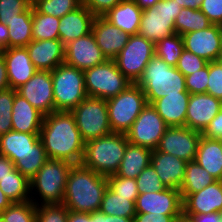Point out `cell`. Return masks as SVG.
Here are the masks:
<instances>
[{
	"label": "cell",
	"instance_id": "6da1fadb",
	"mask_svg": "<svg viewBox=\"0 0 222 222\" xmlns=\"http://www.w3.org/2000/svg\"><path fill=\"white\" fill-rule=\"evenodd\" d=\"M39 136L48 159L81 164L85 142L71 112L55 111L44 115Z\"/></svg>",
	"mask_w": 222,
	"mask_h": 222
},
{
	"label": "cell",
	"instance_id": "7a4b0ae2",
	"mask_svg": "<svg viewBox=\"0 0 222 222\" xmlns=\"http://www.w3.org/2000/svg\"><path fill=\"white\" fill-rule=\"evenodd\" d=\"M107 188L106 176L82 164H73L67 176L63 204L74 212L99 211Z\"/></svg>",
	"mask_w": 222,
	"mask_h": 222
},
{
	"label": "cell",
	"instance_id": "3957f363",
	"mask_svg": "<svg viewBox=\"0 0 222 222\" xmlns=\"http://www.w3.org/2000/svg\"><path fill=\"white\" fill-rule=\"evenodd\" d=\"M128 143L125 133L115 132L89 140L81 164L106 177L116 174Z\"/></svg>",
	"mask_w": 222,
	"mask_h": 222
},
{
	"label": "cell",
	"instance_id": "277c9868",
	"mask_svg": "<svg viewBox=\"0 0 222 222\" xmlns=\"http://www.w3.org/2000/svg\"><path fill=\"white\" fill-rule=\"evenodd\" d=\"M136 84L142 88L147 104L167 95L188 92L185 76L156 55L146 65Z\"/></svg>",
	"mask_w": 222,
	"mask_h": 222
},
{
	"label": "cell",
	"instance_id": "5b68a950",
	"mask_svg": "<svg viewBox=\"0 0 222 222\" xmlns=\"http://www.w3.org/2000/svg\"><path fill=\"white\" fill-rule=\"evenodd\" d=\"M55 111L70 112L88 95L84 72L65 62L51 71Z\"/></svg>",
	"mask_w": 222,
	"mask_h": 222
},
{
	"label": "cell",
	"instance_id": "8992f818",
	"mask_svg": "<svg viewBox=\"0 0 222 222\" xmlns=\"http://www.w3.org/2000/svg\"><path fill=\"white\" fill-rule=\"evenodd\" d=\"M112 132L126 133L140 115L147 101L140 86L131 83L117 96L106 100Z\"/></svg>",
	"mask_w": 222,
	"mask_h": 222
},
{
	"label": "cell",
	"instance_id": "52a82bcc",
	"mask_svg": "<svg viewBox=\"0 0 222 222\" xmlns=\"http://www.w3.org/2000/svg\"><path fill=\"white\" fill-rule=\"evenodd\" d=\"M72 163L48 159L30 180V193L34 189L41 196V204H62L67 176ZM37 189V190H36Z\"/></svg>",
	"mask_w": 222,
	"mask_h": 222
},
{
	"label": "cell",
	"instance_id": "ba28073f",
	"mask_svg": "<svg viewBox=\"0 0 222 222\" xmlns=\"http://www.w3.org/2000/svg\"><path fill=\"white\" fill-rule=\"evenodd\" d=\"M70 112L84 142L112 133L106 100L87 96Z\"/></svg>",
	"mask_w": 222,
	"mask_h": 222
},
{
	"label": "cell",
	"instance_id": "9c48e42d",
	"mask_svg": "<svg viewBox=\"0 0 222 222\" xmlns=\"http://www.w3.org/2000/svg\"><path fill=\"white\" fill-rule=\"evenodd\" d=\"M83 72L86 93L90 97L108 100L117 96L132 83L118 69L115 60H106Z\"/></svg>",
	"mask_w": 222,
	"mask_h": 222
},
{
	"label": "cell",
	"instance_id": "30bf717a",
	"mask_svg": "<svg viewBox=\"0 0 222 222\" xmlns=\"http://www.w3.org/2000/svg\"><path fill=\"white\" fill-rule=\"evenodd\" d=\"M182 7L175 0H160L154 7L142 10L138 34L154 45L175 33L174 21Z\"/></svg>",
	"mask_w": 222,
	"mask_h": 222
},
{
	"label": "cell",
	"instance_id": "8fae6325",
	"mask_svg": "<svg viewBox=\"0 0 222 222\" xmlns=\"http://www.w3.org/2000/svg\"><path fill=\"white\" fill-rule=\"evenodd\" d=\"M154 47L152 42L139 34L129 36L127 44L114 59L118 69L128 80L136 83L155 55Z\"/></svg>",
	"mask_w": 222,
	"mask_h": 222
},
{
	"label": "cell",
	"instance_id": "7c38bea8",
	"mask_svg": "<svg viewBox=\"0 0 222 222\" xmlns=\"http://www.w3.org/2000/svg\"><path fill=\"white\" fill-rule=\"evenodd\" d=\"M168 126L152 104H146L125 133L129 143L155 150Z\"/></svg>",
	"mask_w": 222,
	"mask_h": 222
},
{
	"label": "cell",
	"instance_id": "4fadbf2b",
	"mask_svg": "<svg viewBox=\"0 0 222 222\" xmlns=\"http://www.w3.org/2000/svg\"><path fill=\"white\" fill-rule=\"evenodd\" d=\"M201 136V132L185 126L168 127L155 150L178 157L186 162L194 161Z\"/></svg>",
	"mask_w": 222,
	"mask_h": 222
},
{
	"label": "cell",
	"instance_id": "5bb4252c",
	"mask_svg": "<svg viewBox=\"0 0 222 222\" xmlns=\"http://www.w3.org/2000/svg\"><path fill=\"white\" fill-rule=\"evenodd\" d=\"M16 92L44 115L55 112L51 71L37 70Z\"/></svg>",
	"mask_w": 222,
	"mask_h": 222
},
{
	"label": "cell",
	"instance_id": "9a60e30c",
	"mask_svg": "<svg viewBox=\"0 0 222 222\" xmlns=\"http://www.w3.org/2000/svg\"><path fill=\"white\" fill-rule=\"evenodd\" d=\"M183 200L179 189L165 188L159 192L139 194L135 203L136 213H156L168 216L183 214Z\"/></svg>",
	"mask_w": 222,
	"mask_h": 222
},
{
	"label": "cell",
	"instance_id": "2e32d148",
	"mask_svg": "<svg viewBox=\"0 0 222 222\" xmlns=\"http://www.w3.org/2000/svg\"><path fill=\"white\" fill-rule=\"evenodd\" d=\"M107 60L92 32L65 45V63L86 70Z\"/></svg>",
	"mask_w": 222,
	"mask_h": 222
},
{
	"label": "cell",
	"instance_id": "e0dca14e",
	"mask_svg": "<svg viewBox=\"0 0 222 222\" xmlns=\"http://www.w3.org/2000/svg\"><path fill=\"white\" fill-rule=\"evenodd\" d=\"M182 38L184 49L206 61H218L222 58L220 25L212 24L206 29L188 32L182 35Z\"/></svg>",
	"mask_w": 222,
	"mask_h": 222
},
{
	"label": "cell",
	"instance_id": "ac0fdd59",
	"mask_svg": "<svg viewBox=\"0 0 222 222\" xmlns=\"http://www.w3.org/2000/svg\"><path fill=\"white\" fill-rule=\"evenodd\" d=\"M221 109V99L207 93L190 94L185 127L202 133Z\"/></svg>",
	"mask_w": 222,
	"mask_h": 222
},
{
	"label": "cell",
	"instance_id": "d6986e66",
	"mask_svg": "<svg viewBox=\"0 0 222 222\" xmlns=\"http://www.w3.org/2000/svg\"><path fill=\"white\" fill-rule=\"evenodd\" d=\"M183 215L222 212V181L217 180L183 199Z\"/></svg>",
	"mask_w": 222,
	"mask_h": 222
},
{
	"label": "cell",
	"instance_id": "ffe728a7",
	"mask_svg": "<svg viewBox=\"0 0 222 222\" xmlns=\"http://www.w3.org/2000/svg\"><path fill=\"white\" fill-rule=\"evenodd\" d=\"M26 49L37 70L53 71L65 62V45L60 39L32 40Z\"/></svg>",
	"mask_w": 222,
	"mask_h": 222
},
{
	"label": "cell",
	"instance_id": "44dd1931",
	"mask_svg": "<svg viewBox=\"0 0 222 222\" xmlns=\"http://www.w3.org/2000/svg\"><path fill=\"white\" fill-rule=\"evenodd\" d=\"M92 33L107 60H114L128 42L129 35L110 23L103 16L93 20Z\"/></svg>",
	"mask_w": 222,
	"mask_h": 222
},
{
	"label": "cell",
	"instance_id": "7402d4cb",
	"mask_svg": "<svg viewBox=\"0 0 222 222\" xmlns=\"http://www.w3.org/2000/svg\"><path fill=\"white\" fill-rule=\"evenodd\" d=\"M6 67L9 86L17 89L25 84L37 71L32 63L26 47H11L2 49Z\"/></svg>",
	"mask_w": 222,
	"mask_h": 222
},
{
	"label": "cell",
	"instance_id": "603a6c76",
	"mask_svg": "<svg viewBox=\"0 0 222 222\" xmlns=\"http://www.w3.org/2000/svg\"><path fill=\"white\" fill-rule=\"evenodd\" d=\"M186 165L187 162L178 157L162 151L152 150L151 166L166 188L180 190L185 178Z\"/></svg>",
	"mask_w": 222,
	"mask_h": 222
},
{
	"label": "cell",
	"instance_id": "cb8c5ba5",
	"mask_svg": "<svg viewBox=\"0 0 222 222\" xmlns=\"http://www.w3.org/2000/svg\"><path fill=\"white\" fill-rule=\"evenodd\" d=\"M95 16L84 5L76 10L67 13L59 22V39L64 45L92 32V25Z\"/></svg>",
	"mask_w": 222,
	"mask_h": 222
},
{
	"label": "cell",
	"instance_id": "d4e9b609",
	"mask_svg": "<svg viewBox=\"0 0 222 222\" xmlns=\"http://www.w3.org/2000/svg\"><path fill=\"white\" fill-rule=\"evenodd\" d=\"M44 114L15 92L12 108V130L23 133H40Z\"/></svg>",
	"mask_w": 222,
	"mask_h": 222
},
{
	"label": "cell",
	"instance_id": "484cf974",
	"mask_svg": "<svg viewBox=\"0 0 222 222\" xmlns=\"http://www.w3.org/2000/svg\"><path fill=\"white\" fill-rule=\"evenodd\" d=\"M189 97V92H179L159 98L152 105L168 127H184Z\"/></svg>",
	"mask_w": 222,
	"mask_h": 222
},
{
	"label": "cell",
	"instance_id": "4316f807",
	"mask_svg": "<svg viewBox=\"0 0 222 222\" xmlns=\"http://www.w3.org/2000/svg\"><path fill=\"white\" fill-rule=\"evenodd\" d=\"M142 10L134 0H122L103 17L129 36L138 34Z\"/></svg>",
	"mask_w": 222,
	"mask_h": 222
},
{
	"label": "cell",
	"instance_id": "83f0119b",
	"mask_svg": "<svg viewBox=\"0 0 222 222\" xmlns=\"http://www.w3.org/2000/svg\"><path fill=\"white\" fill-rule=\"evenodd\" d=\"M209 175L222 181V147L220 139L201 136L194 160Z\"/></svg>",
	"mask_w": 222,
	"mask_h": 222
},
{
	"label": "cell",
	"instance_id": "f1b7e54d",
	"mask_svg": "<svg viewBox=\"0 0 222 222\" xmlns=\"http://www.w3.org/2000/svg\"><path fill=\"white\" fill-rule=\"evenodd\" d=\"M151 155L152 150L150 148L128 143L116 175L136 179L151 164Z\"/></svg>",
	"mask_w": 222,
	"mask_h": 222
},
{
	"label": "cell",
	"instance_id": "f546056e",
	"mask_svg": "<svg viewBox=\"0 0 222 222\" xmlns=\"http://www.w3.org/2000/svg\"><path fill=\"white\" fill-rule=\"evenodd\" d=\"M40 133H23L8 131L0 135V154L9 158L13 163L20 160V156L31 150L40 139Z\"/></svg>",
	"mask_w": 222,
	"mask_h": 222
},
{
	"label": "cell",
	"instance_id": "4dcf8cb0",
	"mask_svg": "<svg viewBox=\"0 0 222 222\" xmlns=\"http://www.w3.org/2000/svg\"><path fill=\"white\" fill-rule=\"evenodd\" d=\"M32 15L33 5L6 24L9 32V48L26 47L33 40Z\"/></svg>",
	"mask_w": 222,
	"mask_h": 222
},
{
	"label": "cell",
	"instance_id": "1f68e13d",
	"mask_svg": "<svg viewBox=\"0 0 222 222\" xmlns=\"http://www.w3.org/2000/svg\"><path fill=\"white\" fill-rule=\"evenodd\" d=\"M215 181L217 180L195 161L187 162L185 178L179 190L182 200L187 195L198 192Z\"/></svg>",
	"mask_w": 222,
	"mask_h": 222
},
{
	"label": "cell",
	"instance_id": "d6a6232c",
	"mask_svg": "<svg viewBox=\"0 0 222 222\" xmlns=\"http://www.w3.org/2000/svg\"><path fill=\"white\" fill-rule=\"evenodd\" d=\"M0 189L12 203L30 201V181L17 169L0 180Z\"/></svg>",
	"mask_w": 222,
	"mask_h": 222
},
{
	"label": "cell",
	"instance_id": "836d02e7",
	"mask_svg": "<svg viewBox=\"0 0 222 222\" xmlns=\"http://www.w3.org/2000/svg\"><path fill=\"white\" fill-rule=\"evenodd\" d=\"M99 211L107 215L134 218L136 206L135 202L130 200V197L117 195L108 187L104 193Z\"/></svg>",
	"mask_w": 222,
	"mask_h": 222
},
{
	"label": "cell",
	"instance_id": "e575fe53",
	"mask_svg": "<svg viewBox=\"0 0 222 222\" xmlns=\"http://www.w3.org/2000/svg\"><path fill=\"white\" fill-rule=\"evenodd\" d=\"M47 160L48 157L43 143L39 139L33 148L21 155L20 160H17L14 165L15 168L30 181Z\"/></svg>",
	"mask_w": 222,
	"mask_h": 222
},
{
	"label": "cell",
	"instance_id": "d590c367",
	"mask_svg": "<svg viewBox=\"0 0 222 222\" xmlns=\"http://www.w3.org/2000/svg\"><path fill=\"white\" fill-rule=\"evenodd\" d=\"M213 23L199 9L182 8L174 21L175 33L184 35L188 32L203 30Z\"/></svg>",
	"mask_w": 222,
	"mask_h": 222
},
{
	"label": "cell",
	"instance_id": "8d00e7d4",
	"mask_svg": "<svg viewBox=\"0 0 222 222\" xmlns=\"http://www.w3.org/2000/svg\"><path fill=\"white\" fill-rule=\"evenodd\" d=\"M60 18L39 13L33 7L32 36L33 40L59 39Z\"/></svg>",
	"mask_w": 222,
	"mask_h": 222
},
{
	"label": "cell",
	"instance_id": "74e56055",
	"mask_svg": "<svg viewBox=\"0 0 222 222\" xmlns=\"http://www.w3.org/2000/svg\"><path fill=\"white\" fill-rule=\"evenodd\" d=\"M184 50V42L181 35L174 33L161 39L155 44V55L165 61L169 66L176 67L178 59Z\"/></svg>",
	"mask_w": 222,
	"mask_h": 222
},
{
	"label": "cell",
	"instance_id": "f35d334b",
	"mask_svg": "<svg viewBox=\"0 0 222 222\" xmlns=\"http://www.w3.org/2000/svg\"><path fill=\"white\" fill-rule=\"evenodd\" d=\"M32 5L39 13L62 18L82 4L81 0H35Z\"/></svg>",
	"mask_w": 222,
	"mask_h": 222
},
{
	"label": "cell",
	"instance_id": "ab89813d",
	"mask_svg": "<svg viewBox=\"0 0 222 222\" xmlns=\"http://www.w3.org/2000/svg\"><path fill=\"white\" fill-rule=\"evenodd\" d=\"M5 222H35L36 204L32 201L12 203L0 213Z\"/></svg>",
	"mask_w": 222,
	"mask_h": 222
},
{
	"label": "cell",
	"instance_id": "60d3db41",
	"mask_svg": "<svg viewBox=\"0 0 222 222\" xmlns=\"http://www.w3.org/2000/svg\"><path fill=\"white\" fill-rule=\"evenodd\" d=\"M30 201L36 204L35 222H67L69 209L62 204H39L36 199Z\"/></svg>",
	"mask_w": 222,
	"mask_h": 222
},
{
	"label": "cell",
	"instance_id": "b9f144b4",
	"mask_svg": "<svg viewBox=\"0 0 222 222\" xmlns=\"http://www.w3.org/2000/svg\"><path fill=\"white\" fill-rule=\"evenodd\" d=\"M15 89L8 88L0 91V135L12 130V108Z\"/></svg>",
	"mask_w": 222,
	"mask_h": 222
},
{
	"label": "cell",
	"instance_id": "7bdbcfd3",
	"mask_svg": "<svg viewBox=\"0 0 222 222\" xmlns=\"http://www.w3.org/2000/svg\"><path fill=\"white\" fill-rule=\"evenodd\" d=\"M108 187L117 195L130 197V200L136 203L138 193V186L136 179H128L117 176L116 174L107 177Z\"/></svg>",
	"mask_w": 222,
	"mask_h": 222
},
{
	"label": "cell",
	"instance_id": "ee69618b",
	"mask_svg": "<svg viewBox=\"0 0 222 222\" xmlns=\"http://www.w3.org/2000/svg\"><path fill=\"white\" fill-rule=\"evenodd\" d=\"M136 183L138 186V193H150L159 192L164 190L166 187L158 177L157 172L151 166H147L141 174L136 178Z\"/></svg>",
	"mask_w": 222,
	"mask_h": 222
},
{
	"label": "cell",
	"instance_id": "f6af8a7d",
	"mask_svg": "<svg viewBox=\"0 0 222 222\" xmlns=\"http://www.w3.org/2000/svg\"><path fill=\"white\" fill-rule=\"evenodd\" d=\"M31 5L29 0H0V22L7 24Z\"/></svg>",
	"mask_w": 222,
	"mask_h": 222
},
{
	"label": "cell",
	"instance_id": "bcb514c9",
	"mask_svg": "<svg viewBox=\"0 0 222 222\" xmlns=\"http://www.w3.org/2000/svg\"><path fill=\"white\" fill-rule=\"evenodd\" d=\"M208 64L204 58L184 49L182 55L178 59L176 68L184 75L188 76L198 71Z\"/></svg>",
	"mask_w": 222,
	"mask_h": 222
},
{
	"label": "cell",
	"instance_id": "7dc6e473",
	"mask_svg": "<svg viewBox=\"0 0 222 222\" xmlns=\"http://www.w3.org/2000/svg\"><path fill=\"white\" fill-rule=\"evenodd\" d=\"M207 94L222 100V61L209 62Z\"/></svg>",
	"mask_w": 222,
	"mask_h": 222
},
{
	"label": "cell",
	"instance_id": "c3c4849f",
	"mask_svg": "<svg viewBox=\"0 0 222 222\" xmlns=\"http://www.w3.org/2000/svg\"><path fill=\"white\" fill-rule=\"evenodd\" d=\"M209 75V62L202 69L185 76L186 89L190 94L206 93Z\"/></svg>",
	"mask_w": 222,
	"mask_h": 222
},
{
	"label": "cell",
	"instance_id": "681fc988",
	"mask_svg": "<svg viewBox=\"0 0 222 222\" xmlns=\"http://www.w3.org/2000/svg\"><path fill=\"white\" fill-rule=\"evenodd\" d=\"M200 10L213 24H222V0H203Z\"/></svg>",
	"mask_w": 222,
	"mask_h": 222
},
{
	"label": "cell",
	"instance_id": "f907efd6",
	"mask_svg": "<svg viewBox=\"0 0 222 222\" xmlns=\"http://www.w3.org/2000/svg\"><path fill=\"white\" fill-rule=\"evenodd\" d=\"M121 1L122 0H81V4L86 6L96 17L105 15Z\"/></svg>",
	"mask_w": 222,
	"mask_h": 222
},
{
	"label": "cell",
	"instance_id": "816d5d0a",
	"mask_svg": "<svg viewBox=\"0 0 222 222\" xmlns=\"http://www.w3.org/2000/svg\"><path fill=\"white\" fill-rule=\"evenodd\" d=\"M201 135L210 139H222V109L211 120Z\"/></svg>",
	"mask_w": 222,
	"mask_h": 222
},
{
	"label": "cell",
	"instance_id": "f5cc1de1",
	"mask_svg": "<svg viewBox=\"0 0 222 222\" xmlns=\"http://www.w3.org/2000/svg\"><path fill=\"white\" fill-rule=\"evenodd\" d=\"M67 222H104V213L100 211L83 213L69 210Z\"/></svg>",
	"mask_w": 222,
	"mask_h": 222
},
{
	"label": "cell",
	"instance_id": "db71d44e",
	"mask_svg": "<svg viewBox=\"0 0 222 222\" xmlns=\"http://www.w3.org/2000/svg\"><path fill=\"white\" fill-rule=\"evenodd\" d=\"M179 216H168L156 213H136L135 222H175Z\"/></svg>",
	"mask_w": 222,
	"mask_h": 222
},
{
	"label": "cell",
	"instance_id": "11a10c76",
	"mask_svg": "<svg viewBox=\"0 0 222 222\" xmlns=\"http://www.w3.org/2000/svg\"><path fill=\"white\" fill-rule=\"evenodd\" d=\"M15 169L14 163L6 156L0 154V180L5 176L12 175Z\"/></svg>",
	"mask_w": 222,
	"mask_h": 222
},
{
	"label": "cell",
	"instance_id": "9f6ffc18",
	"mask_svg": "<svg viewBox=\"0 0 222 222\" xmlns=\"http://www.w3.org/2000/svg\"><path fill=\"white\" fill-rule=\"evenodd\" d=\"M190 217L194 222H222L220 213L214 212L210 214L201 215H185Z\"/></svg>",
	"mask_w": 222,
	"mask_h": 222
},
{
	"label": "cell",
	"instance_id": "6f0895ef",
	"mask_svg": "<svg viewBox=\"0 0 222 222\" xmlns=\"http://www.w3.org/2000/svg\"><path fill=\"white\" fill-rule=\"evenodd\" d=\"M10 88L8 76H7V67L6 62L3 56H0V91Z\"/></svg>",
	"mask_w": 222,
	"mask_h": 222
},
{
	"label": "cell",
	"instance_id": "680465c9",
	"mask_svg": "<svg viewBox=\"0 0 222 222\" xmlns=\"http://www.w3.org/2000/svg\"><path fill=\"white\" fill-rule=\"evenodd\" d=\"M0 48H9V32L6 24L0 22Z\"/></svg>",
	"mask_w": 222,
	"mask_h": 222
},
{
	"label": "cell",
	"instance_id": "91938a15",
	"mask_svg": "<svg viewBox=\"0 0 222 222\" xmlns=\"http://www.w3.org/2000/svg\"><path fill=\"white\" fill-rule=\"evenodd\" d=\"M203 0H175V2L182 8H190L199 10Z\"/></svg>",
	"mask_w": 222,
	"mask_h": 222
},
{
	"label": "cell",
	"instance_id": "94428289",
	"mask_svg": "<svg viewBox=\"0 0 222 222\" xmlns=\"http://www.w3.org/2000/svg\"><path fill=\"white\" fill-rule=\"evenodd\" d=\"M104 222H135L134 218L104 214Z\"/></svg>",
	"mask_w": 222,
	"mask_h": 222
},
{
	"label": "cell",
	"instance_id": "6125c7cd",
	"mask_svg": "<svg viewBox=\"0 0 222 222\" xmlns=\"http://www.w3.org/2000/svg\"><path fill=\"white\" fill-rule=\"evenodd\" d=\"M141 10L154 7L160 0H134Z\"/></svg>",
	"mask_w": 222,
	"mask_h": 222
},
{
	"label": "cell",
	"instance_id": "be15d7a7",
	"mask_svg": "<svg viewBox=\"0 0 222 222\" xmlns=\"http://www.w3.org/2000/svg\"><path fill=\"white\" fill-rule=\"evenodd\" d=\"M12 202L6 197L3 191L0 189V213L9 207Z\"/></svg>",
	"mask_w": 222,
	"mask_h": 222
},
{
	"label": "cell",
	"instance_id": "e7e4bbea",
	"mask_svg": "<svg viewBox=\"0 0 222 222\" xmlns=\"http://www.w3.org/2000/svg\"><path fill=\"white\" fill-rule=\"evenodd\" d=\"M175 222H194L190 217H187V216H185V215H181V216H179L176 220H175Z\"/></svg>",
	"mask_w": 222,
	"mask_h": 222
},
{
	"label": "cell",
	"instance_id": "03108f58",
	"mask_svg": "<svg viewBox=\"0 0 222 222\" xmlns=\"http://www.w3.org/2000/svg\"><path fill=\"white\" fill-rule=\"evenodd\" d=\"M220 41H221V54H222V24H220Z\"/></svg>",
	"mask_w": 222,
	"mask_h": 222
}]
</instances>
